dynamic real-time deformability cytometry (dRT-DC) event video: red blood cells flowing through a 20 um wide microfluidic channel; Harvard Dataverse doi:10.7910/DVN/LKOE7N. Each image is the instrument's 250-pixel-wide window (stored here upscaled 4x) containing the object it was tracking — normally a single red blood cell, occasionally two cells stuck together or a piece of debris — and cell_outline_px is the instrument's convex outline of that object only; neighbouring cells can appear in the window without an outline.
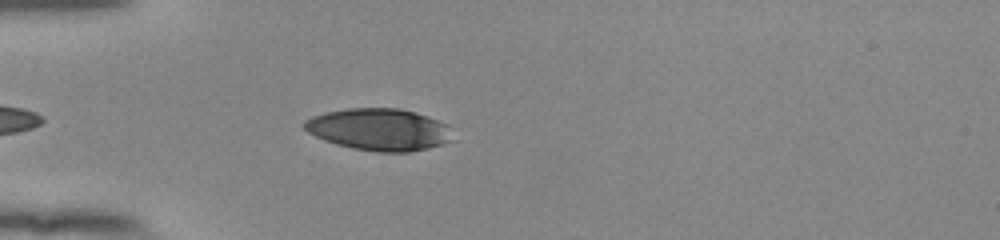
{"species": "human", "species_latin": "Homo sapiens", "temperature_condition": "room temperature", "stored_images_in_passage": 41, "camera_frame_rate_fps": 3000, "um_per_image_px": 0.085, "donor": {"sex": "female"}, "frame": {"image": 1, "passage_image": 4, "time_ms": 1.0, "image_size_px": [1000, 240], "cell_outline_px": [[448, 140], [440, 144], [428, 148], [408, 152], [376, 152], [352, 148], [336, 144], [324, 140], [308, 132], [300, 124], [304, 120], [312, 116], [324, 112], [348, 108], [400, 108], [448, 124]], "centroid_in_image_um": [32.11, 11.0], "position_along_channel_um": 52.9, "area_um2": 35.89}}
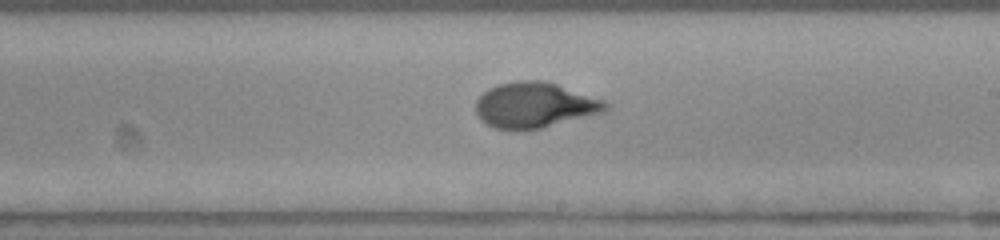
{"frame": {"image": 2, "passage_image": 20, "time_ms": 6.333, "image_size_px": [1000, 240], "cell_outline_px": [[608, 108], [604, 112], [524, 132], [516, 132], [492, 128], [480, 120], [476, 116], [476, 100], [488, 88], [496, 84], [520, 80], [544, 80], [604, 100], [608, 104]], "centroid_in_image_um": [45.38, 8.96], "position_along_channel_um": 243.6, "area_um2": 34.85}}
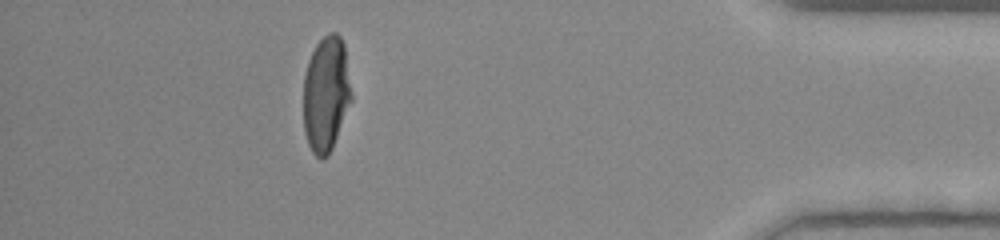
{"frame": {"image": 3, "passage_image": 36, "time_ms": 11.667, "image_size_px": [1000, 240], "cell_outline_px": [[352, 100], [332, 148], [328, 156], [320, 160], [312, 152], [308, 144], [304, 132], [304, 76], [308, 60], [316, 44], [328, 32], [336, 32], [340, 36], [344, 44], [352, 92]], "centroid_in_image_um": [27.72, 7.99], "position_along_channel_um": 407.5, "area_um2": 32.54}, "authors_computed_cell_mechanics": {"area_um2": 34.6222, "velocity_mm_per_s": 3.8795, "shape_relaxation_time_tau1_ms": 3.3159, "shape_relaxation_time_tau2_ms": 0.7343, "deformation_change_tau1": 0.1649, "deformation_change_tau2": 0.0569}}